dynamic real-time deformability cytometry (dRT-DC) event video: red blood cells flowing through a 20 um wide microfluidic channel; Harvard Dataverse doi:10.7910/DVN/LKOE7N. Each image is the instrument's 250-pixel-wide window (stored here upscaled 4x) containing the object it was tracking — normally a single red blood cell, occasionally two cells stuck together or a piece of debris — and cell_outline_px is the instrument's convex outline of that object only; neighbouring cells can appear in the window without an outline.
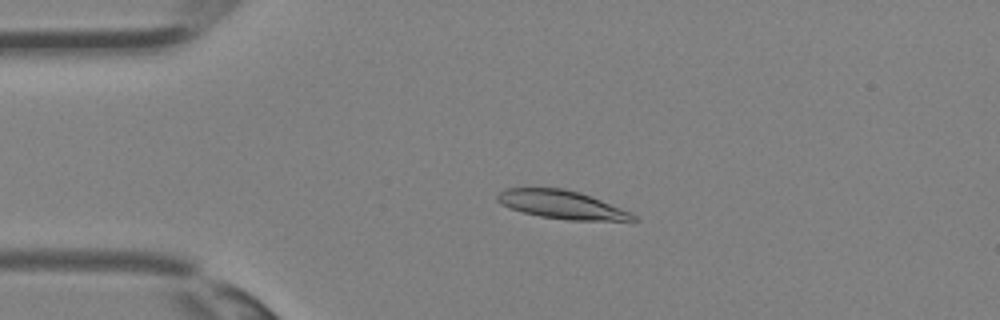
{"species": "Egyptian fruit bat (a non-hibernating species)", "species_latin": "Rousettus aegyptiacus", "temperature_condition": "room temperature", "stored_images_in_passage": 34, "camera_frame_rate_fps": 3000, "um_per_image_px": 0.085, "animal": {"sex": "female"}, "frame": {"image": 1, "passage_image": 7, "time_ms": 2.0, "image_size_px": [1000, 320], "cell_outline_px": [[640, 220], [568, 220], [540, 216], [524, 212], [500, 204], [496, 200], [496, 196], [504, 188], [564, 188], [580, 192], [592, 196], [632, 212]], "centroid_in_image_um": [47.76, 17.38], "position_along_channel_um": 37.2, "area_um2": 22.37}}
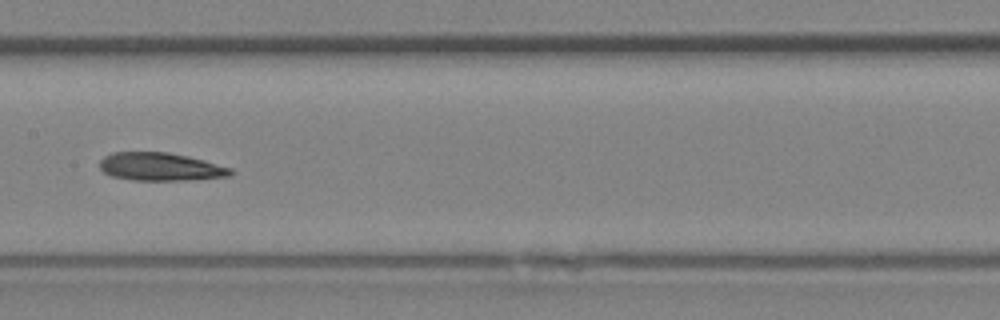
{"frame": {"image": 2, "passage_image": 17, "time_ms": 5.333, "image_size_px": [1000, 320], "cell_outline_px": [[232, 176], [188, 180], [132, 180], [112, 176], [104, 172], [100, 168], [100, 160], [104, 156], [112, 152], [168, 152], [188, 156], [204, 160], [232, 168]], "centroid_in_image_um": [13.64, 14.17], "position_along_channel_um": 193.8, "area_um2": 21.44}}
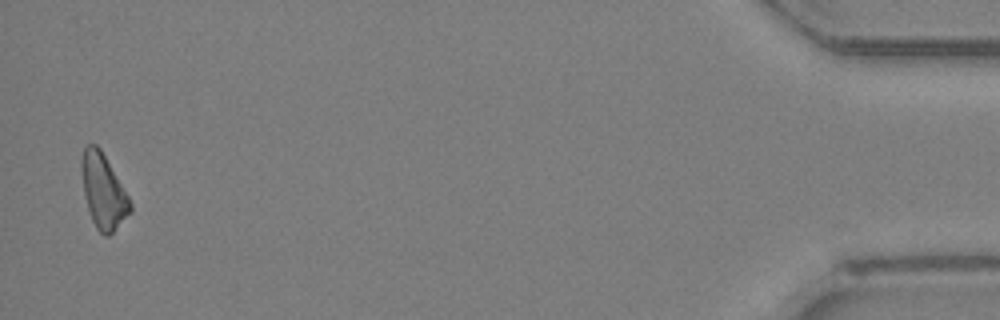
{"frame": {"image": 3, "passage_image": 34, "time_ms": 11.0, "image_size_px": [1000, 320], "cell_outline_px": [[132, 212], [108, 236], [104, 236], [96, 228], [92, 220], [88, 208], [84, 192], [80, 168], [80, 160], [84, 148], [88, 144], [96, 144], [100, 148], [128, 196], [132, 204]], "centroid_in_image_um": [8.77, 16.25], "position_along_channel_um": 426.4, "area_um2": 20.92}}